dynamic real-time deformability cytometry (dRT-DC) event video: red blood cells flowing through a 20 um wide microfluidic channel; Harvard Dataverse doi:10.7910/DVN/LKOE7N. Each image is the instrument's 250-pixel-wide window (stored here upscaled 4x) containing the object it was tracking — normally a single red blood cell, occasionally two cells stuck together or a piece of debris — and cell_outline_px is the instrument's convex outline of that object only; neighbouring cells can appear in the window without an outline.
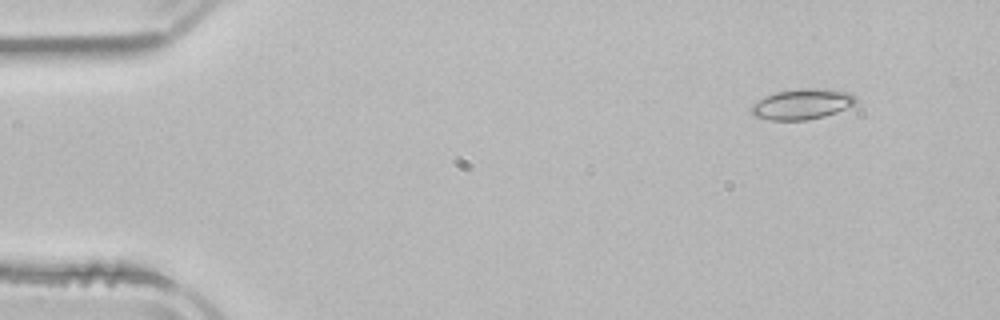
{"species": "common noctule bat (a hibernating species)", "species_latin": "Nyctalus noctula", "temperature_condition": "room temperature", "stored_images_in_passage": 5, "camera_frame_rate_fps": 3000, "um_per_image_px": 0.085, "animal": {"sex": "male", "body_mass_g": 21.5, "forearm_length_mm": 52.0}, "frame": {"image": 1, "passage_image": 2, "time_ms": 1.333, "image_size_px": [1000, 320], "cell_outline_px": [[856, 104], [836, 112], [824, 116], [808, 120], [768, 120], [756, 116], [752, 112], [752, 104], [764, 96], [776, 92], [804, 88], [824, 88], [848, 92], [856, 96]], "centroid_in_image_um": [68.2, 8.84], "position_along_channel_um": 16.8, "area_um2": 18.55}}
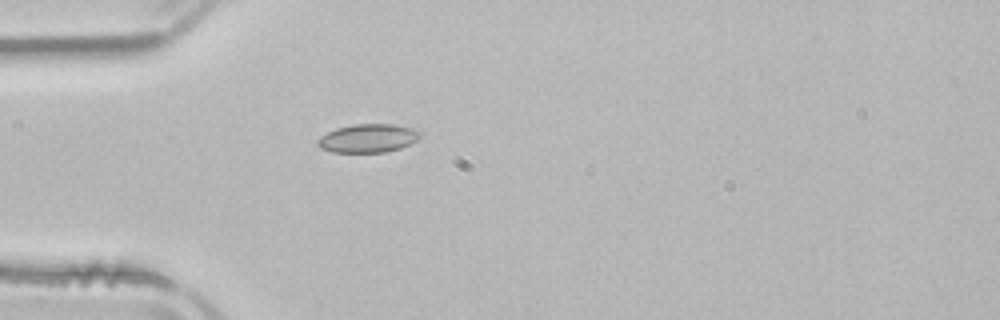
{"frame": {"image": 2, "passage_image": 5, "time_ms": 4.667, "image_size_px": [1000, 320], "cell_outline_px": [[420, 136], [416, 140], [400, 148], [384, 152], [332, 152], [320, 148], [316, 144], [316, 140], [320, 136], [336, 128], [352, 124], [392, 124], [420, 128]], "centroid_in_image_um": [31.28, 11.74], "position_along_channel_um": 53.7, "area_um2": 17.17}}